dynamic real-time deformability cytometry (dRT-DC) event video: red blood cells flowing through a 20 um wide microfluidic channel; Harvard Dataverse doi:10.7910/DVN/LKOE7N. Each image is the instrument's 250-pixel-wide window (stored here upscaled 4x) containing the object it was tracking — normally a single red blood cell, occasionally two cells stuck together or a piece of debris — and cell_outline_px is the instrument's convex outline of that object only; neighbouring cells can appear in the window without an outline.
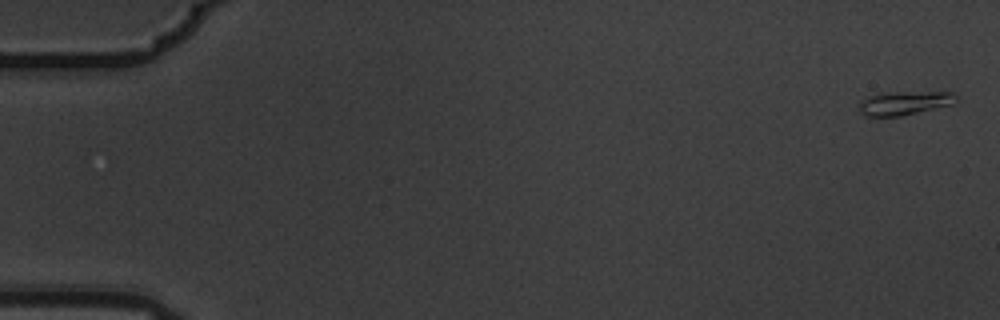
{"species": "common noctule bat (a hibernating species)", "species_latin": "Nyctalus noctula", "temperature_condition": "warm", "stored_images_in_passage": 5, "camera_frame_rate_fps": 3000, "um_per_image_px": 0.085, "animal": {"sex": "male", "body_mass_g": 19.5, "forearm_length_mm": 54.6}, "frame": {"image": 1, "passage_image": 1, "time_ms": 0.0, "image_size_px": [1000, 320], "cell_outline_px": [[956, 100], [952, 104], [900, 116], [864, 116], [860, 112], [860, 100], [876, 92], [952, 92], [956, 96]], "centroid_in_image_um": [76.81, 8.74], "position_along_channel_um": 8.2, "area_um2": 13.41}}
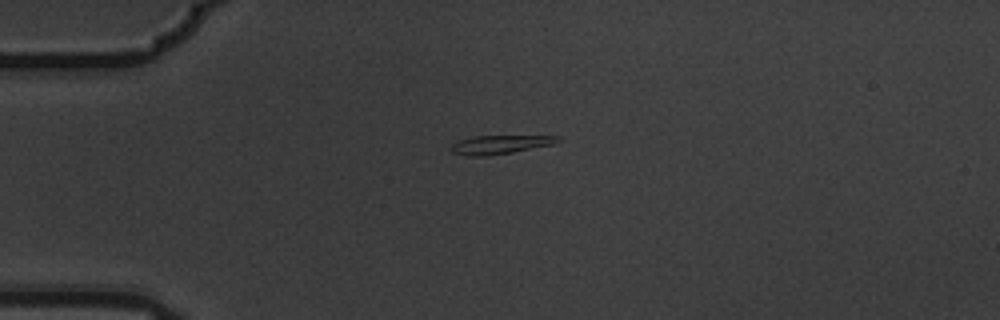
{"frame": {"image": 2, "passage_image": 4, "time_ms": 1.0, "image_size_px": [1000, 320], "cell_outline_px": [[560, 140], [552, 144], [512, 152], [484, 156], [468, 156], [452, 152], [452, 144], [460, 140], [472, 136], [560, 136]], "centroid_in_image_um": [42.48, 12.28], "position_along_channel_um": 42.5, "area_um2": 11.33}}